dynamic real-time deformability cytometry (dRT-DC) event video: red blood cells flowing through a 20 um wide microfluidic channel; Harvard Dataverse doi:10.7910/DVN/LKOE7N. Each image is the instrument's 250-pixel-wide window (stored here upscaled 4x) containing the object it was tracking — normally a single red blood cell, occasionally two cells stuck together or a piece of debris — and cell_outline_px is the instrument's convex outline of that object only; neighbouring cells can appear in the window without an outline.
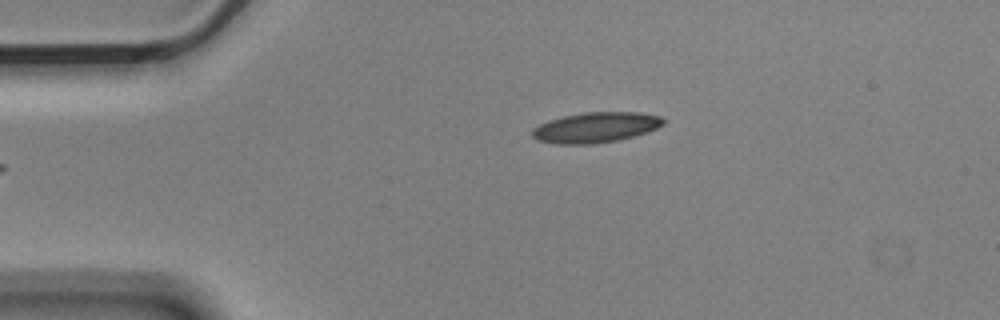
{"species": "Egyptian fruit bat (a non-hibernating species)", "species_latin": "Rousettus aegyptiacus", "temperature_condition": "cold", "stored_images_in_passage": 4, "camera_frame_rate_fps": 3000, "um_per_image_px": 0.085, "animal": {"sex": "male"}, "frame": {"image": 1, "passage_image": 4, "time_ms": 1.0, "image_size_px": [1000, 320], "cell_outline_px": [[664, 124], [648, 132], [620, 140], [592, 144], [556, 144], [536, 140], [532, 136], [532, 128], [548, 120], [564, 116], [584, 112], [640, 112], [660, 116], [664, 120]], "centroid_in_image_um": [50.62, 10.83], "position_along_channel_um": 34.4, "area_um2": 23.35}}